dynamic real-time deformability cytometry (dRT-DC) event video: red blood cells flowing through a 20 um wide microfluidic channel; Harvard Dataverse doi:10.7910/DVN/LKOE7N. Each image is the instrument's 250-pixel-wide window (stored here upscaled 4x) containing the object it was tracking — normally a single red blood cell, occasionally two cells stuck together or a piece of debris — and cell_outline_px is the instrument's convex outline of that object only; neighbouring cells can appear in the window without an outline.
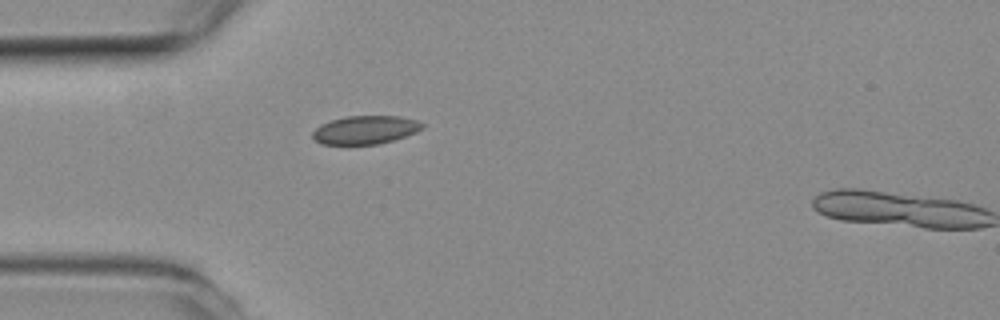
{"species": "common noctule bat (a hibernating species)", "species_latin": "Nyctalus noctula", "temperature_condition": "room temperature", "stored_images_in_passage": 2, "camera_frame_rate_fps": 3000, "um_per_image_px": 0.085, "animal": {"sex": "female", "body_mass_g": 19.3, "forearm_length_mm": 54.1}, "frame": {"image": 1, "passage_image": 1, "time_ms": 0.0, "image_size_px": [1000, 320], "cell_outline_px": [[424, 128], [416, 132], [392, 140], [376, 144], [320, 144], [312, 136], [312, 132], [320, 124], [344, 116], [400, 116], [416, 120], [424, 124]], "centroid_in_image_um": [31.04, 11.03], "position_along_channel_um": 54.0, "area_um2": 18.03}}